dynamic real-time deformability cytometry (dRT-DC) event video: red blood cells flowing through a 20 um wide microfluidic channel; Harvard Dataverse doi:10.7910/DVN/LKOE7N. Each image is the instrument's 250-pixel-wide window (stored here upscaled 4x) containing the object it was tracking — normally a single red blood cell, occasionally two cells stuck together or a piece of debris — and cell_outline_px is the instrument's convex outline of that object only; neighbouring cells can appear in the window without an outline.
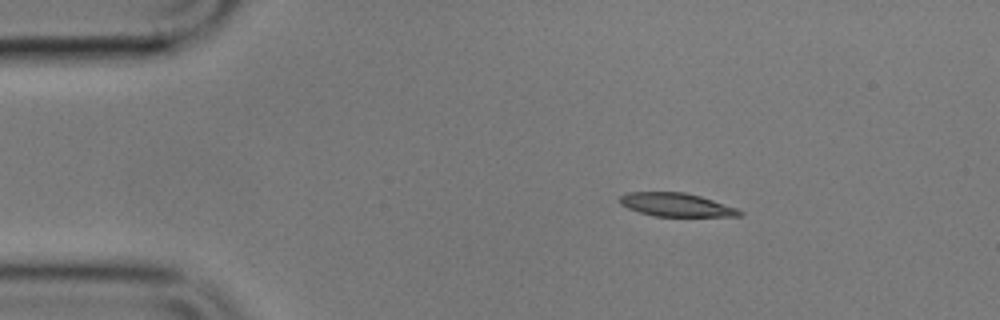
{"species": "common noctule bat (a hibernating species)", "species_latin": "Nyctalus noctula", "temperature_condition": "cold", "stored_images_in_passage": 3, "camera_frame_rate_fps": 3000, "um_per_image_px": 0.085, "animal": {"sex": "male", "body_mass_g": 17.9}, "frame": {"image": 1, "passage_image": 1, "time_ms": 0.0, "image_size_px": [1000, 320], "cell_outline_px": [[744, 212], [740, 216], [652, 216], [628, 208], [620, 204], [620, 196], [628, 192], [684, 192], [700, 196], [736, 208]], "centroid_in_image_um": [57.46, 17.4], "position_along_channel_um": 27.5, "area_um2": 16.18}}